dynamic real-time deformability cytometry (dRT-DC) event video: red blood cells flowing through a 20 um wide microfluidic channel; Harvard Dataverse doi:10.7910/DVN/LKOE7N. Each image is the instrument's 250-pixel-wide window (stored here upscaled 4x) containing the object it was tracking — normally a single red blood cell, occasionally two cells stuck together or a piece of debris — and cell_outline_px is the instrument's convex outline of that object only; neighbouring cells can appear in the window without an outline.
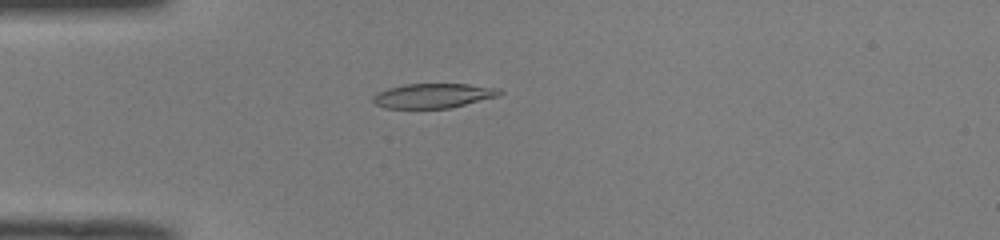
{"species": "common noctule bat (a hibernating species)", "species_latin": "Nyctalus noctula", "temperature_condition": "room temperature", "stored_images_in_passage": 51, "camera_frame_rate_fps": 3000, "um_per_image_px": 0.085, "animal": {"sex": "male", "body_mass_g": 19.0, "forearm_length_mm": 50.8}, "frame": {"image": 1, "passage_image": 15, "time_ms": 4.667, "image_size_px": [1000, 240], "cell_outline_px": [[504, 92], [500, 96], [452, 108], [384, 108], [376, 104], [372, 100], [372, 96], [376, 92], [388, 88], [404, 84], [468, 84], [500, 88]], "centroid_in_image_um": [36.86, 8.13], "position_along_channel_um": 48.1, "area_um2": 18.44}}
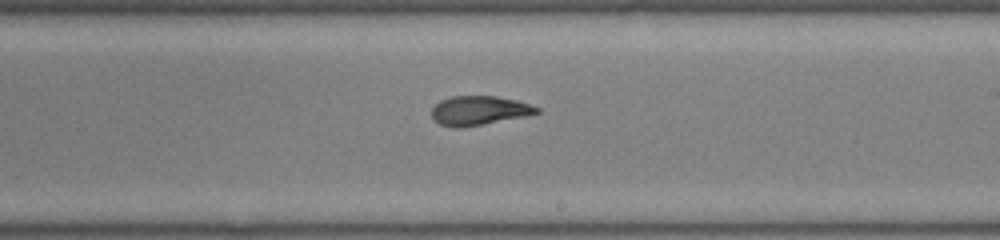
{"frame": {"image": 2, "passage_image": 31, "time_ms": 10.0, "image_size_px": [1000, 240], "cell_outline_px": [[540, 112], [528, 116], [456, 128], [440, 124], [432, 120], [432, 108], [440, 100], [452, 96], [496, 96], [516, 100], [540, 108]], "centroid_in_image_um": [40.71, 9.39], "position_along_channel_um": 248.3, "area_um2": 17.74}}
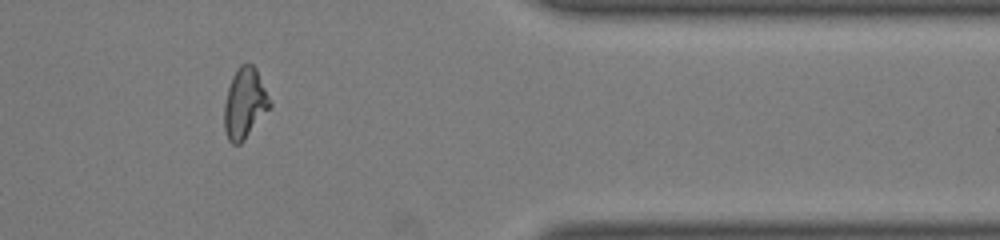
{"frame": {"image": 3, "passage_image": 43, "time_ms": 14.0, "image_size_px": [1000, 240], "cell_outline_px": [[272, 104], [244, 140], [240, 144], [232, 144], [228, 140], [224, 128], [224, 104], [228, 88], [232, 76], [236, 68], [240, 64], [252, 64], [256, 68]], "centroid_in_image_um": [20.78, 8.77], "position_along_channel_um": 390.6, "area_um2": 18.55}, "authors_computed_cell_mechanics": {"area_um2": 18.5538, "velocity_mm_per_s": 4.0402, "shape_relaxation_time_tau1_ms": 10.0731, "shape_relaxation_time_tau2_ms": 1.7574, "deformation_change_tau1": 0.3064, "deformation_change_tau2": 0.0805}}